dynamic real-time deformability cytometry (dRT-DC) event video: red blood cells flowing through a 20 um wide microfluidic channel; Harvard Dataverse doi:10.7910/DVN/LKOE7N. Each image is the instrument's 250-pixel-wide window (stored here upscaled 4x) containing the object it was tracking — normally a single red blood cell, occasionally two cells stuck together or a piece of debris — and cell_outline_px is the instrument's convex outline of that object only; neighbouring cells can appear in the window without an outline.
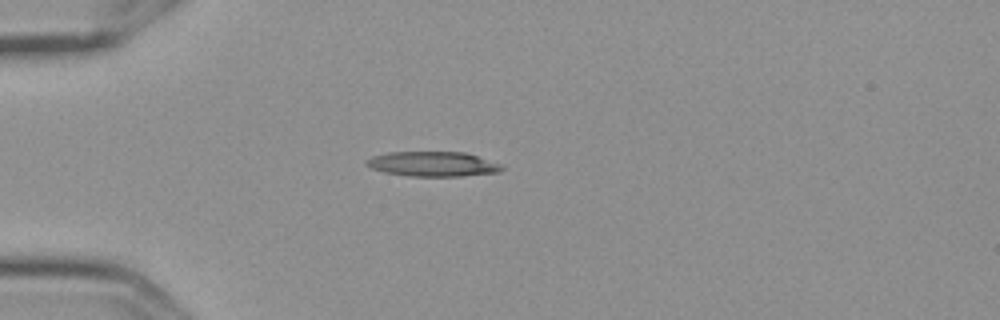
{"species": "Egyptian fruit bat (a non-hibernating species)", "species_latin": "Rousettus aegyptiacus", "temperature_condition": "cold", "stored_images_in_passage": 2, "camera_frame_rate_fps": 3000, "um_per_image_px": 0.085, "frame": {"image": 1, "passage_image": 1, "time_ms": 0.0, "image_size_px": [1000, 320], "cell_outline_px": [[504, 168], [500, 172], [460, 176], [408, 176], [384, 172], [372, 168], [364, 164], [372, 156], [388, 152], [464, 152], [504, 164]], "centroid_in_image_um": [36.83, 13.94], "position_along_channel_um": 48.2, "area_um2": 19.65}}